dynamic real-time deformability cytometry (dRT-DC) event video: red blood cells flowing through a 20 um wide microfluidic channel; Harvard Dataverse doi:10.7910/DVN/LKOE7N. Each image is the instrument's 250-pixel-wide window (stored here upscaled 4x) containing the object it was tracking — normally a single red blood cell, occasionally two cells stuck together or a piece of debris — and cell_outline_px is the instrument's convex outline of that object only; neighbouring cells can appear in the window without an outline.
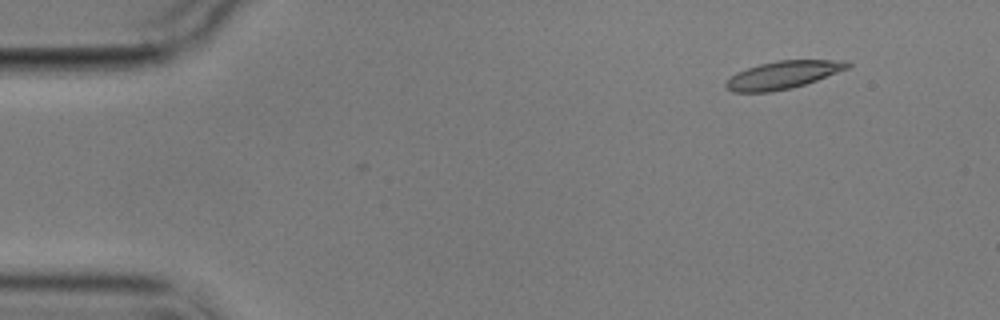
{"species": "common noctule bat (a hibernating species)", "species_latin": "Nyctalus noctula", "temperature_condition": "cold", "stored_images_in_passage": 5, "segment_of_instrument_passage": [1, 2], "camera_frame_rate_fps": 3000, "um_per_image_px": 0.085, "animal": {"sex": "male", "body_mass_g": 17.9}, "frame": {"image": 1, "passage_image": 1, "time_ms": 0.0, "image_size_px": [1000, 320], "cell_outline_px": [[852, 64], [848, 68], [816, 80], [792, 88], [772, 92], [732, 92], [724, 84], [736, 72], [760, 64], [776, 60], [844, 60]], "centroid_in_image_um": [66.55, 6.36], "position_along_channel_um": 18.5, "area_um2": 19.48}}
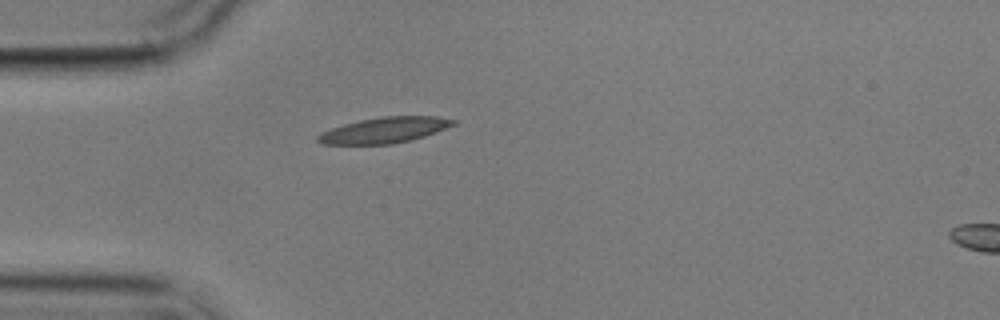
{"frame": {"image": 2, "passage_image": 4, "time_ms": 3.333, "image_size_px": [1000, 320], "cell_outline_px": [[456, 124], [436, 132], [412, 140], [392, 144], [320, 144], [316, 140], [316, 136], [320, 132], [344, 124], [360, 120], [384, 116], [436, 116], [456, 120]], "centroid_in_image_um": [32.66, 11.06], "position_along_channel_um": 52.3, "area_um2": 20.35}}